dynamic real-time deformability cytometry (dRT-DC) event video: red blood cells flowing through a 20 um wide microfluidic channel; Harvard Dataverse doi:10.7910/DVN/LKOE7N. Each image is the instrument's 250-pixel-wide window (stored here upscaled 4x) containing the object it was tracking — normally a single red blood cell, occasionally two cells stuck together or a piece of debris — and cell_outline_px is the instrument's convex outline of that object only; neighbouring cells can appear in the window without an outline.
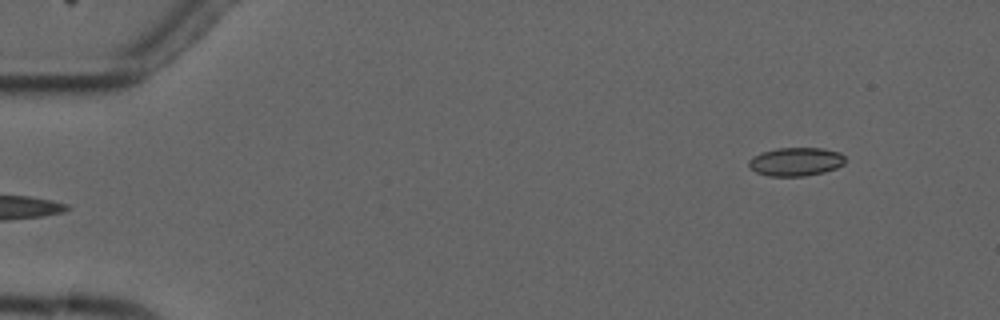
{"species": "common noctule bat (a hibernating species)", "species_latin": "Nyctalus noctula", "temperature_condition": "cold", "stored_images_in_passage": 4, "camera_frame_rate_fps": 3000, "um_per_image_px": 0.085, "animal": {"sex": "male", "forearm_length_mm": 52.5}, "frame": {"image": 1, "passage_image": 4, "time_ms": 4.333, "image_size_px": [1000, 320], "cell_outline_px": [[844, 164], [836, 168], [824, 172], [804, 176], [768, 176], [756, 172], [748, 164], [748, 160], [752, 156], [760, 152], [776, 148], [824, 148], [840, 152], [844, 156]], "centroid_in_image_um": [67.63, 13.73], "position_along_channel_um": 17.4, "area_um2": 16.13}}